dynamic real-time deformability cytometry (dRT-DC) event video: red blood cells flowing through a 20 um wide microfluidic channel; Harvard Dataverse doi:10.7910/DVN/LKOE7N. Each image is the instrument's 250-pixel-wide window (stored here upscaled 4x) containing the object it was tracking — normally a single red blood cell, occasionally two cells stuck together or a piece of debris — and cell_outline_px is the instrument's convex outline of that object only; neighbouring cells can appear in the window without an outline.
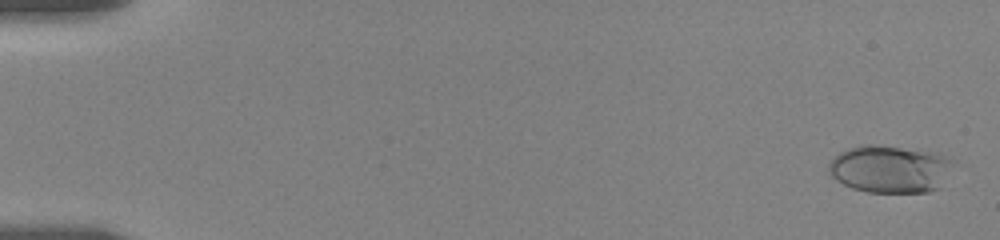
{"species": "human", "species_latin": "Homo sapiens", "temperature_condition": "room temperature", "stored_images_in_passage": 6, "camera_frame_rate_fps": 3000, "um_per_image_px": 0.085, "donor": {"sex": "female"}, "frame": {"image": 1, "passage_image": 1, "time_ms": 0.0, "image_size_px": [1000, 240], "cell_outline_px": [[956, 160], [940, 188], [928, 192], [868, 192], [852, 188], [844, 184], [832, 176], [828, 172], [828, 164], [840, 152], [848, 148], [860, 144], [872, 144], [940, 152]], "centroid_in_image_um": [75.7, 14.35], "position_along_channel_um": 9.3, "area_um2": 34.91}}
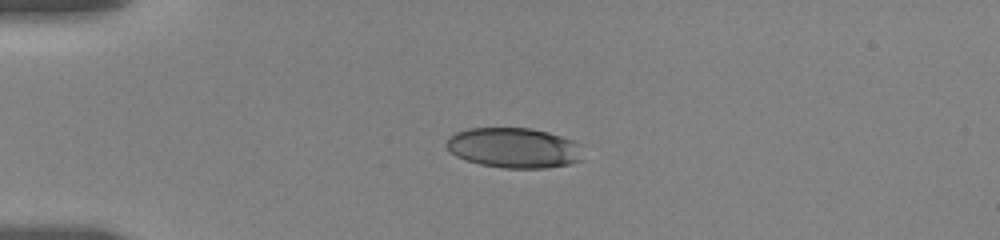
{"frame": {"image": 2, "passage_image": 5, "time_ms": 4.333, "image_size_px": [1000, 240], "cell_outline_px": [[580, 160], [568, 164], [548, 168], [504, 168], [480, 164], [456, 156], [444, 144], [448, 136], [456, 132], [468, 128], [532, 128], [548, 132], [576, 140], [580, 144]], "centroid_in_image_um": [43.67, 12.55], "position_along_channel_um": 41.3, "area_um2": 32.08}}